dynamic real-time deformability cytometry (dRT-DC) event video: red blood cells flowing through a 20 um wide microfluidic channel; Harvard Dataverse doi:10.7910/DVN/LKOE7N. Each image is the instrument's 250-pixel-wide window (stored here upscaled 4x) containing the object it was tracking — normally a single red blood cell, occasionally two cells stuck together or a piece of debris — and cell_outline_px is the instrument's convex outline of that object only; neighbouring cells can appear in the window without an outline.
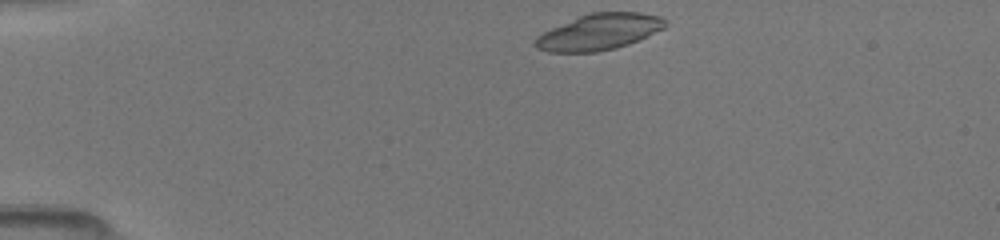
{"species": "common noctule bat (a hibernating species)", "species_latin": "Nyctalus noctula", "temperature_condition": "room temperature", "stored_images_in_passage": 6, "camera_frame_rate_fps": 3000, "um_per_image_px": 0.085, "animal": {"sex": "female", "body_mass_g": 19.5, "forearm_length_mm": 54.1}, "frame": {"image": 1, "passage_image": 1, "time_ms": 0.0, "image_size_px": [1000, 240], "cell_outline_px": [[668, 24], [664, 28], [628, 44], [616, 48], [596, 52], [548, 52], [536, 48], [532, 44], [536, 36], [552, 28], [580, 16], [592, 12], [640, 12], [660, 16]], "centroid_in_image_um": [50.91, 2.72], "position_along_channel_um": 34.1, "area_um2": 27.17}}
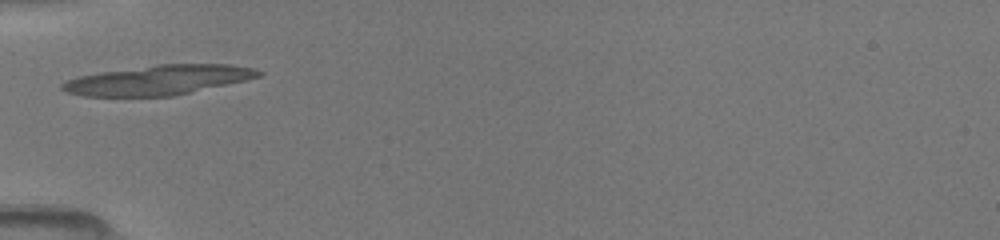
{"frame": {"image": 2, "passage_image": 4, "time_ms": 2.333, "image_size_px": [1000, 240], "cell_outline_px": [[264, 72], [260, 76], [244, 80], [172, 96], [84, 96], [64, 92], [60, 88], [60, 84], [64, 80], [80, 76], [100, 72], [156, 64], [228, 64], [252, 68]], "centroid_in_image_um": [13.38, 6.8], "position_along_channel_um": 71.6, "area_um2": 33.76}}
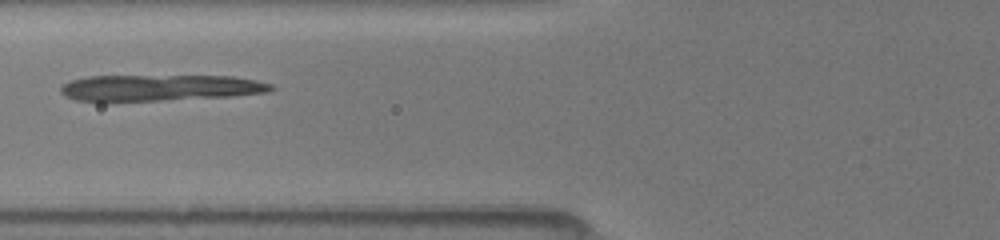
{"frame": {"image": 3, "passage_image": 5, "time_ms": 3.333, "image_size_px": [1000, 240], "cell_outline_px": [[276, 88], [268, 92], [232, 96], [108, 104], [100, 104], [76, 100], [64, 96], [60, 92], [60, 88], [64, 84], [72, 80], [88, 76], [232, 76], [272, 84]], "centroid_in_image_um": [13.46, 7.5], "position_along_channel_um": 112.3, "area_um2": 33.23}}